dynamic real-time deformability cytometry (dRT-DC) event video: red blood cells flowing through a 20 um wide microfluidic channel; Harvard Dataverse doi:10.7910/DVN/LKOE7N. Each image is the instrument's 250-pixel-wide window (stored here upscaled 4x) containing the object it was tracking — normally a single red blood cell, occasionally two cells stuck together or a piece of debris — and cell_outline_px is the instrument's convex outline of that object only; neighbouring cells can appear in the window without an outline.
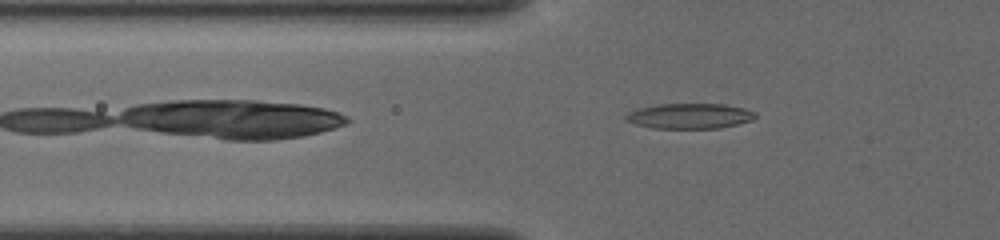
{"species": "common noctule bat (a hibernating species)", "species_latin": "Nyctalus noctula", "temperature_condition": "cold", "stored_images_in_passage": 39, "camera_frame_rate_fps": 3000, "um_per_image_px": 0.085, "animal": {"sex": "female", "body_mass_g": 19.5, "forearm_length_mm": 54.1}, "frame": {"image": 1, "passage_image": 4, "time_ms": 1.0, "image_size_px": [1000, 240], "cell_outline_px": [[756, 116], [752, 120], [720, 128], [652, 128], [636, 124], [624, 120], [624, 116], [628, 112], [636, 108], [660, 104], [724, 104], [744, 108], [756, 112]], "centroid_in_image_um": [58.59, 9.85], "position_along_channel_um": 67.2, "area_um2": 19.13}}
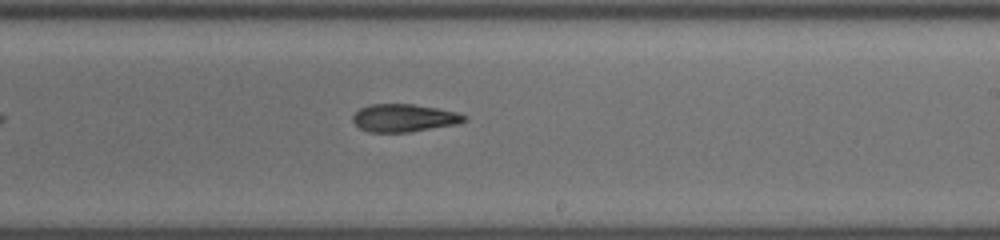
{"frame": {"image": 2, "passage_image": 19, "time_ms": 6.0, "image_size_px": [1000, 240], "cell_outline_px": [[468, 120], [460, 124], [408, 132], [368, 132], [360, 128], [352, 120], [352, 116], [360, 108], [368, 104], [412, 104], [436, 108], [456, 112], [468, 116]], "centroid_in_image_um": [34.37, 10.03], "position_along_channel_um": 254.6, "area_um2": 18.15}}
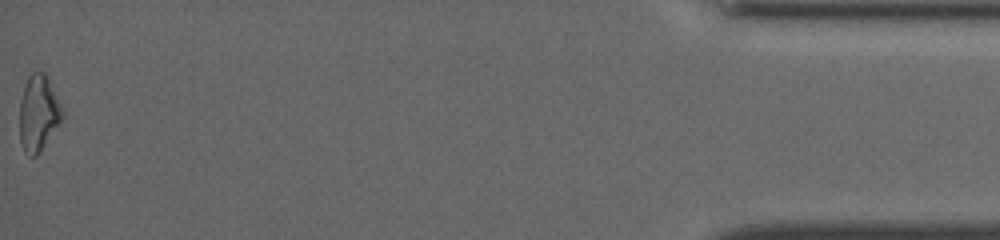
{"frame": {"image": 3, "passage_image": 39, "time_ms": 12.667, "image_size_px": [1000, 240], "cell_outline_px": [[64, 116], [40, 152], [36, 156], [28, 156], [24, 152], [20, 140], [20, 100], [28, 76], [32, 72], [44, 72], [64, 112]], "centroid_in_image_um": [3.25, 9.65], "position_along_channel_um": 431.9, "area_um2": 18.61}, "authors_computed_cell_mechanics": {"area_um2": 18.2648, "velocity_mm_per_s": 3.8636, "shape_relaxation_time_tau1_ms": 4.5508, "shape_relaxation_time_tau2_ms": 3.6959, "deformation_change_tau1": 0.1401, "deformation_change_tau2": 0.1162}}